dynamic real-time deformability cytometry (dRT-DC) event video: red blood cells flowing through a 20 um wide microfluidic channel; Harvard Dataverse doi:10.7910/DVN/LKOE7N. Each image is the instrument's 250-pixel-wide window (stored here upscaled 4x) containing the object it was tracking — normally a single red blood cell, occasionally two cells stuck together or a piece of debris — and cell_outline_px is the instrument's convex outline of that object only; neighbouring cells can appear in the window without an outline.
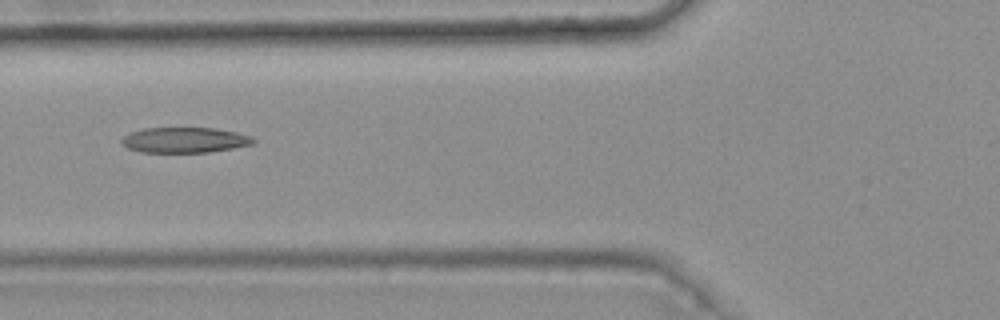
{"species": "common noctule bat (a hibernating species)", "species_latin": "Nyctalus noctula", "temperature_condition": "warm", "stored_images_in_passage": 9, "camera_frame_rate_fps": 3000, "um_per_image_px": 0.085, "animal": {"sex": "female", "body_mass_g": 25.1}, "frame": {"image": 1, "passage_image": 6, "time_ms": 1.667, "image_size_px": [1000, 320], "cell_outline_px": [[256, 140], [252, 144], [232, 148], [208, 152], [140, 152], [128, 148], [120, 140], [124, 136], [132, 132], [144, 128], [216, 128], [236, 132], [252, 136]], "centroid_in_image_um": [15.71, 11.9], "position_along_channel_um": 110.1, "area_um2": 19.36}}
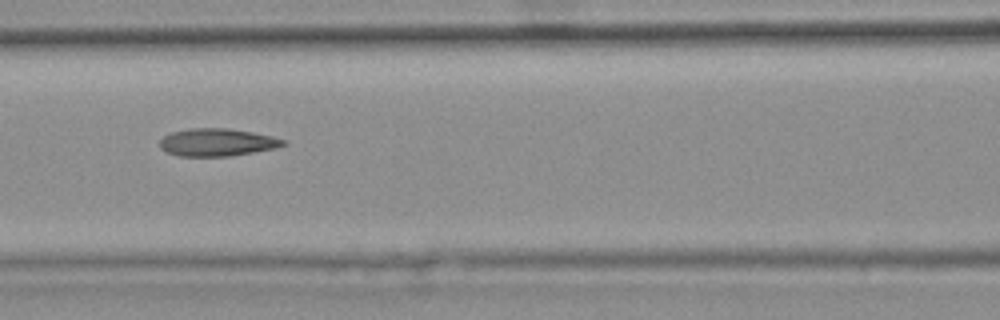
{"frame": {"image": 2, "passage_image": 7, "time_ms": 2.0, "image_size_px": [1000, 320], "cell_outline_px": [[288, 144], [276, 148], [228, 156], [176, 156], [164, 152], [160, 148], [160, 140], [164, 136], [172, 132], [188, 128], [228, 128], [252, 132], [272, 136], [288, 140]], "centroid_in_image_um": [18.46, 12.09], "position_along_channel_um": 148.1, "area_um2": 20.06}}